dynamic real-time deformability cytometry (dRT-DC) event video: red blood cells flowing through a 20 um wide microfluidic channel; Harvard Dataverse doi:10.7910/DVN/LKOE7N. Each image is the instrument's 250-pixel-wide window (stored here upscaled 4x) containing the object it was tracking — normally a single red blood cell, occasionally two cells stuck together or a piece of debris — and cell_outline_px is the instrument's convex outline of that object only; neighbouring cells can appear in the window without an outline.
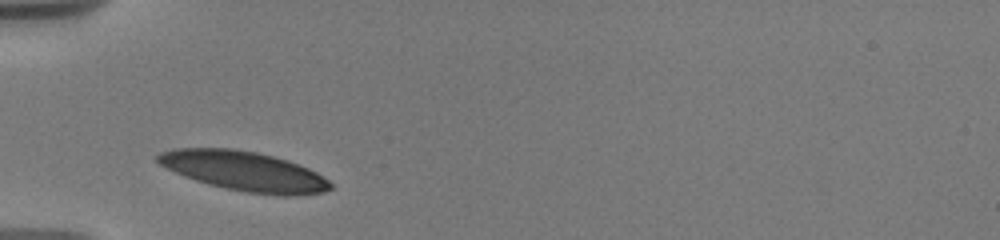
{"species": "human", "species_latin": "Homo sapiens", "temperature_condition": "warm", "stored_images_in_passage": 46, "camera_frame_rate_fps": 3000, "um_per_image_px": 0.085, "donor": {"sex": "male"}, "frame": {"image": 1, "passage_image": 1, "time_ms": 0.0, "image_size_px": [1000, 240], "cell_outline_px": [[332, 188], [324, 192], [296, 196], [284, 196], [248, 192], [224, 188], [208, 184], [184, 176], [160, 164], [156, 160], [156, 156], [160, 152], [172, 148], [232, 148], [256, 152], [288, 160], [300, 164], [316, 172], [328, 180], [332, 184]], "centroid_in_image_um": [20.76, 14.54], "position_along_channel_um": 64.2, "area_um2": 39.82}}
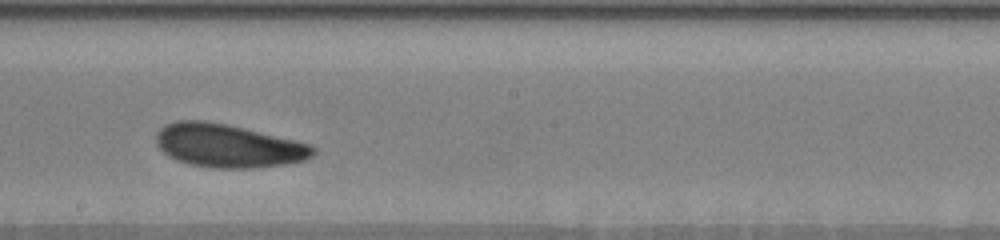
{"frame": {"image": 2, "passage_image": 27, "time_ms": 4.667, "image_size_px": [1000, 240], "cell_outline_px": [[316, 152], [312, 156], [304, 160], [288, 164], [252, 168], [216, 168], [188, 164], [176, 160], [168, 156], [156, 144], [156, 132], [164, 124], [176, 120], [204, 120], [224, 124], [312, 144], [316, 148]], "centroid_in_image_um": [19.37, 12.39], "position_along_channel_um": 228.8, "area_um2": 39.65}}
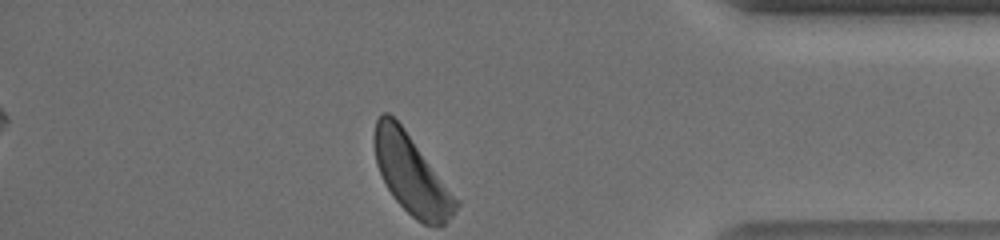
{"frame": {"image": 3, "passage_image": 46, "time_ms": 10.0, "image_size_px": [1000, 240], "cell_outline_px": [[460, 204], [452, 216], [444, 224], [424, 224], [416, 220], [392, 196], [376, 164], [372, 144], [372, 136], [376, 120], [380, 112], [388, 112], [404, 128], [460, 200]], "centroid_in_image_um": [34.96, 14.78], "position_along_channel_um": 400.2, "area_um2": 37.63}, "authors_computed_cell_mechanics": {"area_um2": 39.2462, "velocity_mm_per_s": 3.6419, "shape_relaxation_time_tau1_ms": 2.0105, "shape_relaxation_time_tau2_ms": 6.2226, "deformation_change_tau1": 0.09, "deformation_change_tau2": 0.1492}}